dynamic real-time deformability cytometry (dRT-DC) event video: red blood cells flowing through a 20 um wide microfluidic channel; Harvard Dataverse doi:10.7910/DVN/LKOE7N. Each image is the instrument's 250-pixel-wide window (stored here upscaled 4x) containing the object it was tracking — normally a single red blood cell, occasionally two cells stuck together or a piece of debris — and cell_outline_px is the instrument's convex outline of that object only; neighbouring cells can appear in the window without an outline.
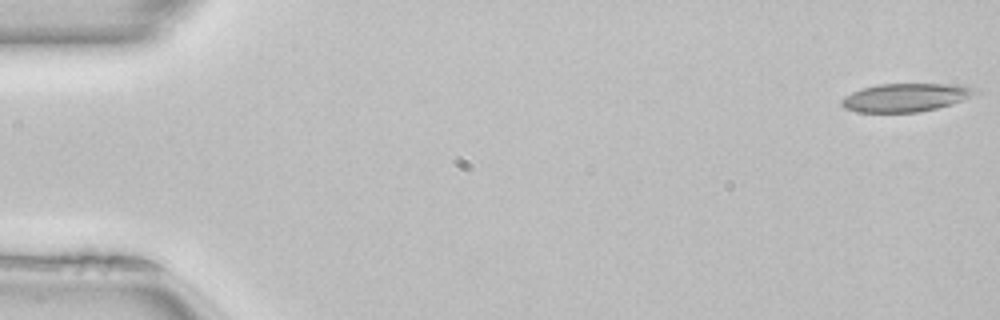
{"species": "common noctule bat (a hibernating species)", "species_latin": "Nyctalus noctula", "temperature_condition": "room temperature", "stored_images_in_passage": 50, "camera_frame_rate_fps": 3000, "um_per_image_px": 0.085, "animal": {"sex": "female", "body_mass_g": 22.7, "forearm_length_mm": 54.2}, "frame": {"image": 1, "passage_image": 1, "time_ms": 0.0, "image_size_px": [1000, 320], "cell_outline_px": [[980, 92], [964, 100], [936, 108], [920, 112], [856, 112], [844, 108], [840, 104], [840, 100], [844, 96], [852, 92], [876, 84], [956, 84], [972, 88]], "centroid_in_image_um": [76.95, 8.29], "position_along_channel_um": 8.1, "area_um2": 22.02}}
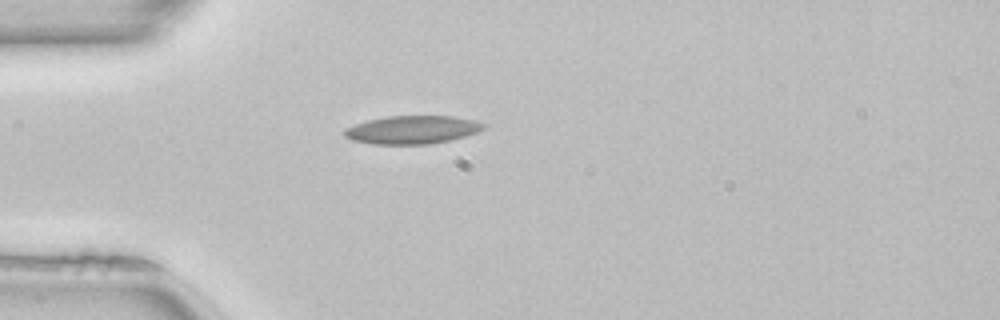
{"frame": {"image": 2, "passage_image": 14, "time_ms": 4.333, "image_size_px": [1000, 320], "cell_outline_px": [[488, 128], [464, 136], [448, 140], [428, 144], [372, 144], [352, 140], [344, 136], [344, 128], [368, 120], [388, 116], [452, 116], [472, 120], [488, 124]], "centroid_in_image_um": [35.05, 11.03], "position_along_channel_um": 50.0, "area_um2": 22.77}}
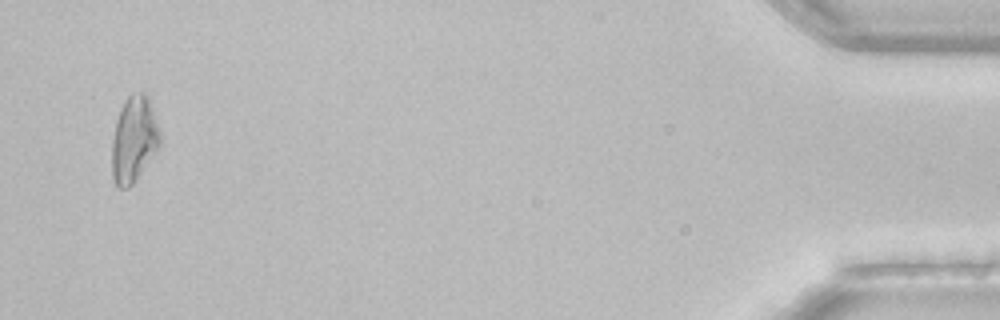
{"frame": {"image": 3, "passage_image": 49, "time_ms": 16.0, "image_size_px": [1000, 320], "cell_outline_px": [[160, 148], [136, 180], [128, 188], [116, 188], [112, 176], [112, 140], [116, 120], [120, 108], [124, 100], [132, 92], [144, 92], [148, 96], [160, 132]], "centroid_in_image_um": [11.38, 11.86], "position_along_channel_um": 423.8, "area_um2": 24.45}, "authors_computed_cell_mechanics": {"area_um2": 21.7906, "velocity_mm_per_s": 4.066, "shape_relaxation_time_tau1_ms": null, "shape_relaxation_time_tau2_ms": 2.5429, "deformation_change_tau1": null, "deformation_change_tau2": 0.1071}}